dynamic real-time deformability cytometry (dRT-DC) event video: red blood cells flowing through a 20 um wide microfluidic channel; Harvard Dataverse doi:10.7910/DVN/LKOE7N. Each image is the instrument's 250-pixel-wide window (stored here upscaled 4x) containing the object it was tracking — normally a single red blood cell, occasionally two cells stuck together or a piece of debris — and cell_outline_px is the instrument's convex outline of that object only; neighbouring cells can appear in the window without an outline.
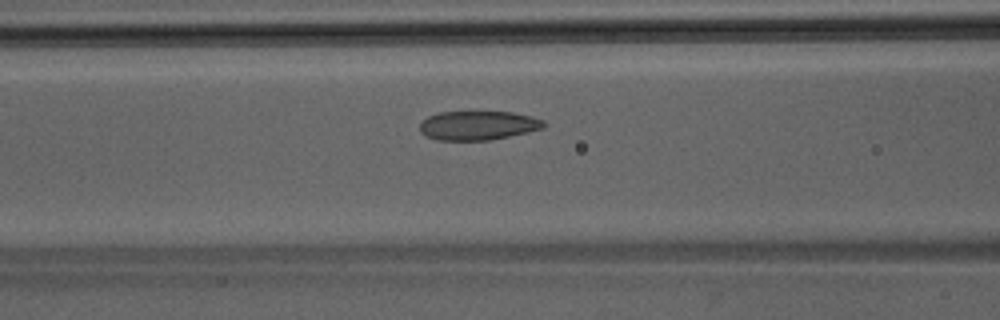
{"species": "Egyptian fruit bat (a non-hibernating species)", "species_latin": "Rousettus aegyptiacus", "temperature_condition": "room temperature", "stored_images_in_passage": 39, "camera_frame_rate_fps": 3000, "um_per_image_px": 0.085, "animal": {"sex": "male"}, "frame": {"image": 1, "passage_image": 14, "time_ms": 4.333, "image_size_px": [1000, 320], "cell_outline_px": [[548, 124], [544, 128], [528, 132], [488, 140], [436, 140], [424, 136], [420, 132], [420, 124], [428, 116], [440, 112], [512, 112], [532, 116], [544, 120]], "centroid_in_image_um": [40.65, 10.66], "position_along_channel_um": 126.0, "area_um2": 21.1}}
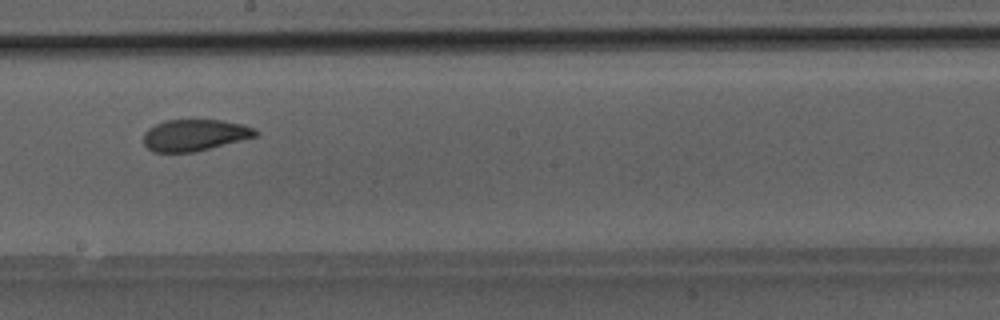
{"frame": {"image": 2, "passage_image": 21, "time_ms": 6.667, "image_size_px": [1000, 320], "cell_outline_px": [[260, 132], [256, 136], [196, 152], [152, 152], [144, 144], [144, 132], [148, 128], [164, 120], [220, 120], [244, 124], [256, 128]], "centroid_in_image_um": [16.56, 11.48], "position_along_channel_um": 231.6, "area_um2": 20.69}}
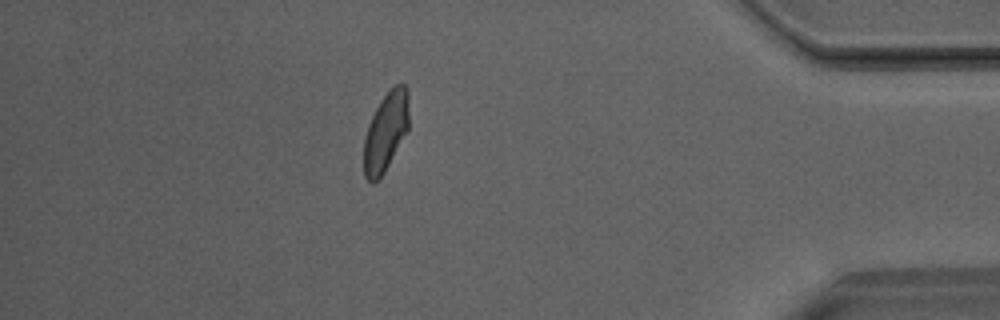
{"frame": {"image": 3, "passage_image": 35, "time_ms": 11.333, "image_size_px": [1000, 320], "cell_outline_px": [[408, 132], [384, 172], [372, 184], [364, 176], [364, 136], [368, 124], [380, 100], [396, 84], [404, 84], [408, 88]], "centroid_in_image_um": [32.79, 11.2], "position_along_channel_um": 402.4, "area_um2": 20.75}}